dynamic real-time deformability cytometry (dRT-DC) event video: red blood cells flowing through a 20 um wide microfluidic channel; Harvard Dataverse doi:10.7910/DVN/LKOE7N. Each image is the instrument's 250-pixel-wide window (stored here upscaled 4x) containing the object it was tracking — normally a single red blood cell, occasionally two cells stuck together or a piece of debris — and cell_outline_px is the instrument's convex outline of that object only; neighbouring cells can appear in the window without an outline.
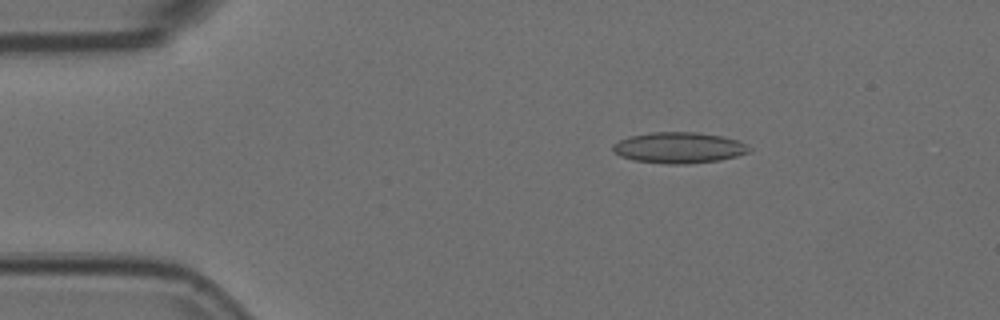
{"species": "Egyptian fruit bat (a non-hibernating species)", "species_latin": "Rousettus aegyptiacus", "temperature_condition": "room temperature", "stored_images_in_passage": 54, "camera_frame_rate_fps": 3000, "um_per_image_px": 0.085, "animal": {"sex": "female"}, "frame": {"image": 1, "passage_image": 9, "time_ms": 2.667, "image_size_px": [1000, 320], "cell_outline_px": [[752, 148], [748, 152], [736, 156], [720, 160], [688, 164], [668, 164], [632, 160], [620, 156], [612, 152], [612, 144], [628, 136], [652, 132], [696, 132], [720, 136], [740, 140]], "centroid_in_image_um": [57.68, 12.56], "position_along_channel_um": 27.3, "area_um2": 24.8}}
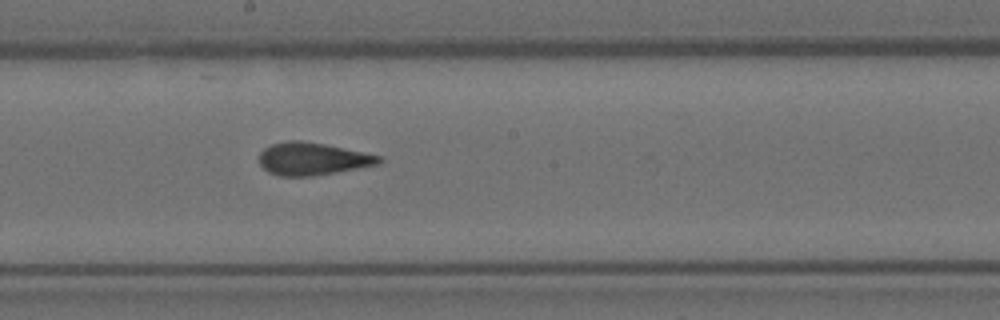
{"frame": {"image": 2, "passage_image": 29, "time_ms": 9.333, "image_size_px": [1000, 320], "cell_outline_px": [[384, 160], [380, 164], [336, 172], [312, 176], [280, 176], [268, 172], [260, 164], [260, 152], [264, 148], [272, 144], [288, 140], [300, 140], [324, 144], [364, 152], [380, 156]], "centroid_in_image_um": [26.57, 13.5], "position_along_channel_um": 221.6, "area_um2": 22.66}}
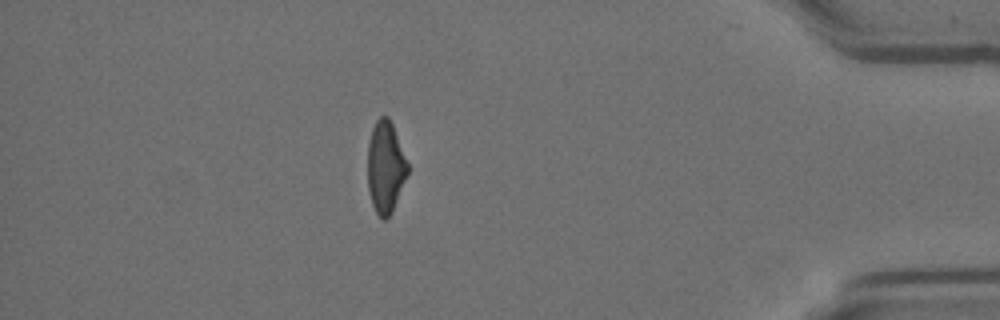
{"frame": {"image": 3, "passage_image": 47, "time_ms": 15.333, "image_size_px": [1000, 320], "cell_outline_px": [[408, 172], [392, 212], [384, 220], [376, 212], [372, 204], [368, 188], [368, 144], [372, 128], [376, 120], [380, 116], [388, 116], [392, 124], [408, 164]], "centroid_in_image_um": [32.75, 14.19], "position_along_channel_um": 402.4, "area_um2": 21.1}, "authors_computed_cell_mechanics": {"area_um2": 23.0911, "velocity_mm_per_s": 3.7659, "shape_relaxation_time_tau1_ms": 7.5297, "shape_relaxation_time_tau2_ms": 1.6219, "deformation_change_tau1": 0.1824, "deformation_change_tau2": 0.0856}}